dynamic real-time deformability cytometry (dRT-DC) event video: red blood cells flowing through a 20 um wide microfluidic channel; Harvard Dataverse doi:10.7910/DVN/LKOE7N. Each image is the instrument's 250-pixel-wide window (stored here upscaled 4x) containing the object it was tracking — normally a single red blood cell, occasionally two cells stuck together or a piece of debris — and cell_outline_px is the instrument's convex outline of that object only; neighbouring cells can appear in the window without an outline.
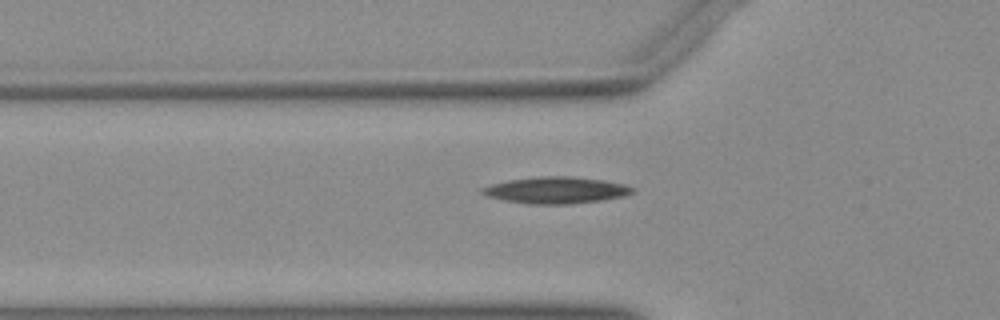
{"species": "Egyptian fruit bat (a non-hibernating species)", "species_latin": "Rousettus aegyptiacus", "temperature_condition": "warm", "stored_images_in_passage": 38, "camera_frame_rate_fps": 3000, "um_per_image_px": 0.085, "animal": {"sex": "female"}, "frame": {"image": 1, "passage_image": 9, "time_ms": 2.667, "image_size_px": [1000, 320], "cell_outline_px": [[636, 192], [624, 196], [604, 200], [572, 204], [528, 204], [504, 200], [488, 196], [480, 192], [480, 188], [492, 184], [508, 180], [540, 176], [572, 176], [604, 180], [624, 184], [636, 188]], "centroid_in_image_um": [47.31, 16.16], "position_along_channel_um": 78.5, "area_um2": 23.52}}
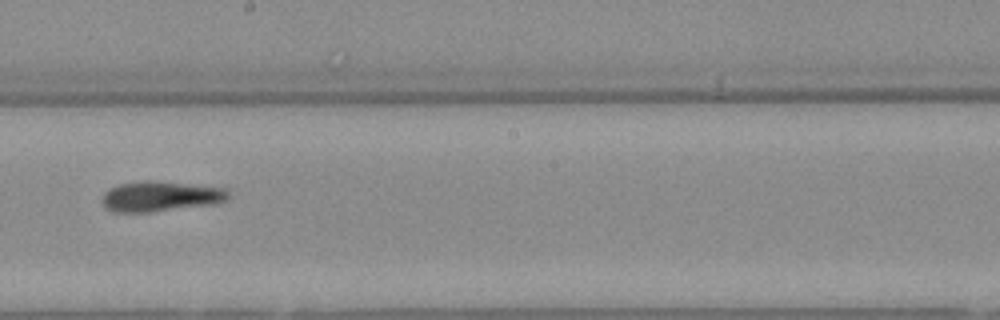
{"frame": {"image": 2, "passage_image": 21, "time_ms": 6.667, "image_size_px": [1000, 320], "cell_outline_px": [[228, 196], [224, 200], [216, 204], [148, 212], [112, 212], [104, 208], [104, 192], [108, 188], [120, 184], [144, 180], [156, 180], [224, 188], [228, 192]], "centroid_in_image_um": [13.61, 16.68], "position_along_channel_um": 234.6, "area_um2": 22.2}}
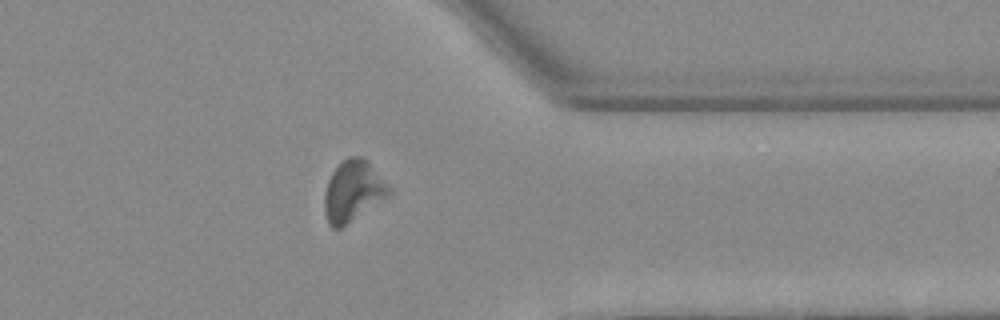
{"frame": {"image": 3, "passage_image": 33, "time_ms": 10.667, "image_size_px": [1000, 320], "cell_outline_px": [[388, 192], [340, 228], [332, 228], [328, 224], [324, 212], [324, 196], [328, 180], [332, 172], [348, 156], [360, 156], [368, 164], [388, 188]], "centroid_in_image_um": [29.85, 16.24], "position_along_channel_um": 381.5, "area_um2": 21.15}}